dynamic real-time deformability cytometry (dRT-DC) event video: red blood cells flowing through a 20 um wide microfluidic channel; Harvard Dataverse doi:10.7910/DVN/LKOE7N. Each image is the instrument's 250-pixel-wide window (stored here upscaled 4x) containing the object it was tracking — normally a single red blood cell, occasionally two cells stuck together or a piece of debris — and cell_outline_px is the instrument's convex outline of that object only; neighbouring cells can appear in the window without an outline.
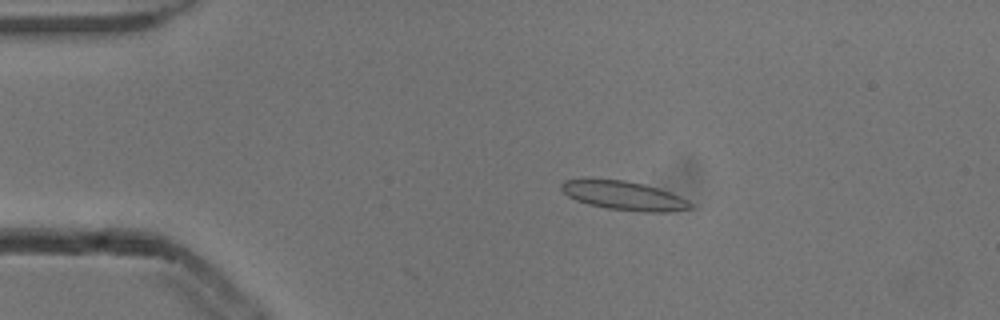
{"species": "common noctule bat (a hibernating species)", "species_latin": "Nyctalus noctula", "temperature_condition": "cold", "stored_images_in_passage": 15, "camera_frame_rate_fps": 3000, "um_per_image_px": 0.085, "animal": {"sex": "male", "body_mass_g": 13.3}, "frame": {"image": 1, "passage_image": 11, "time_ms": 3.333, "image_size_px": [1000, 320], "cell_outline_px": [[696, 208], [668, 212], [640, 212], [608, 208], [588, 204], [576, 200], [568, 196], [560, 188], [560, 184], [564, 180], [592, 176], [624, 180], [644, 184], [668, 192], [688, 200]], "centroid_in_image_um": [52.96, 16.59], "position_along_channel_um": 32.0, "area_um2": 22.31}}